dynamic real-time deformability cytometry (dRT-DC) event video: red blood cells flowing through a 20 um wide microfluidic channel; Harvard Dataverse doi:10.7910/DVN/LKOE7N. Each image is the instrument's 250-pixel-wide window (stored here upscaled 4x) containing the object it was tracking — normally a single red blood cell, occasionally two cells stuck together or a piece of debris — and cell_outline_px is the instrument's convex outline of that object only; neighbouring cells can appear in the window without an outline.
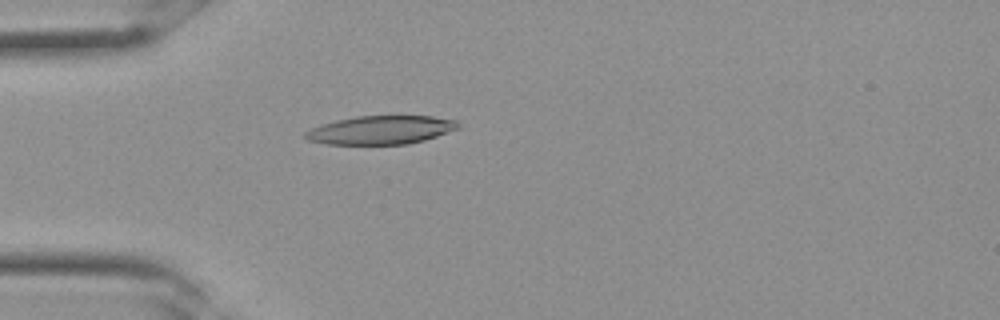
{"species": "Egyptian fruit bat (a non-hibernating species)", "species_latin": "Rousettus aegyptiacus", "temperature_condition": "room temperature", "stored_images_in_passage": 32, "camera_frame_rate_fps": 3000, "um_per_image_px": 0.085, "frame": {"image": 1, "passage_image": 9, "time_ms": 2.667, "image_size_px": [1000, 320], "cell_outline_px": [[460, 128], [424, 140], [408, 144], [328, 144], [308, 140], [304, 136], [304, 132], [312, 128], [336, 120], [356, 116], [432, 116], [460, 120]], "centroid_in_image_um": [32.42, 11.04], "position_along_channel_um": 52.6, "area_um2": 25.37}}
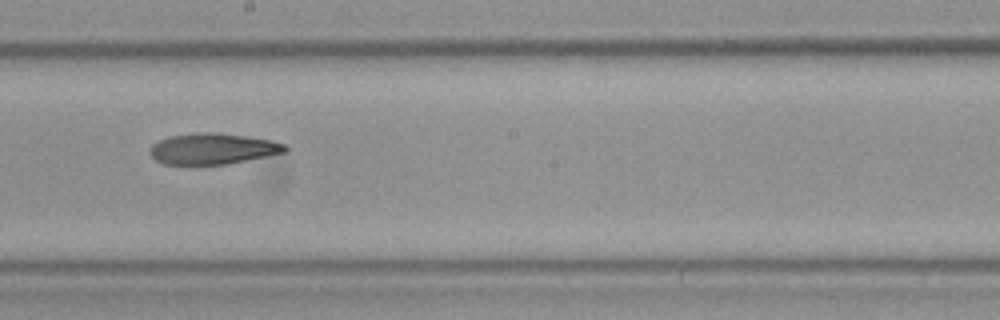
{"frame": {"image": 2, "passage_image": 18, "time_ms": 5.667, "image_size_px": [1000, 320], "cell_outline_px": [[288, 152], [228, 164], [164, 164], [156, 160], [148, 152], [148, 148], [152, 144], [168, 136], [196, 132], [212, 132], [248, 136], [272, 140], [284, 144], [288, 148]], "centroid_in_image_um": [18.09, 12.64], "position_along_channel_um": 230.1, "area_um2": 24.62}}
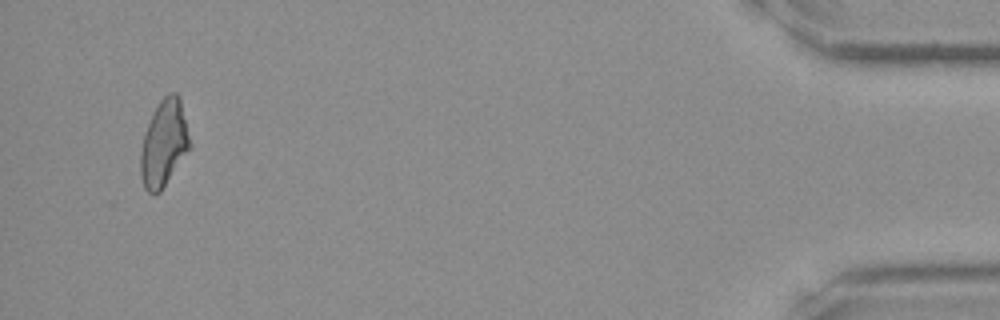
{"frame": {"image": 3, "passage_image": 31, "time_ms": 10.0, "image_size_px": [1000, 320], "cell_outline_px": [[192, 148], [160, 192], [152, 196], [144, 188], [140, 176], [140, 152], [144, 132], [152, 112], [160, 100], [168, 92], [176, 92], [180, 96], [192, 144]], "centroid_in_image_um": [13.95, 12.19], "position_along_channel_um": 421.3, "area_um2": 25.61}}